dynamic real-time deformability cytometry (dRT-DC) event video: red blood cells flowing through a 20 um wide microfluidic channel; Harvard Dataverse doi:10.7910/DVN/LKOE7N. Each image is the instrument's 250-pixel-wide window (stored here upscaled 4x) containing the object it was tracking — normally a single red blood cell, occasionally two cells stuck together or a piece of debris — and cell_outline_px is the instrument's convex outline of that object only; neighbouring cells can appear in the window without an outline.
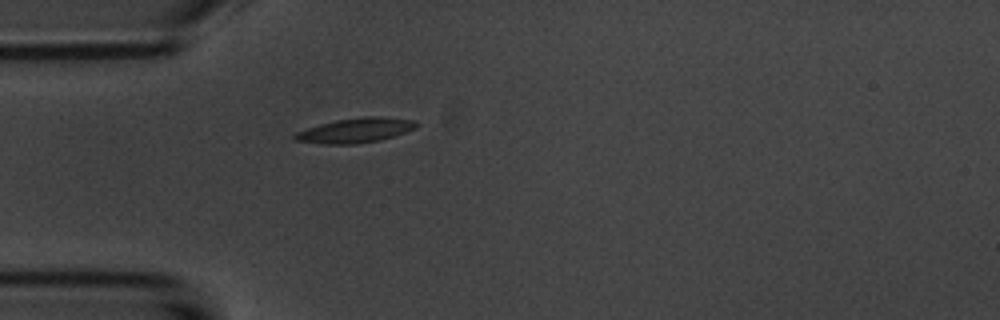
{"species": "common noctule bat (a hibernating species)", "species_latin": "Nyctalus noctula", "temperature_condition": "room temperature", "stored_images_in_passage": 40, "camera_frame_rate_fps": 3000, "um_per_image_px": 0.085, "animal": {"sex": "male", "body_mass_g": 20.1, "forearm_length_mm": 53.5}, "frame": {"image": 1, "passage_image": 1, "time_ms": 0.0, "image_size_px": [1000, 320], "cell_outline_px": [[420, 124], [416, 128], [380, 140], [356, 144], [324, 144], [296, 140], [292, 136], [296, 132], [320, 124], [336, 120], [364, 116], [380, 116], [416, 120]], "centroid_in_image_um": [30.25, 11.07], "position_along_channel_um": 54.7, "area_um2": 17.46}}
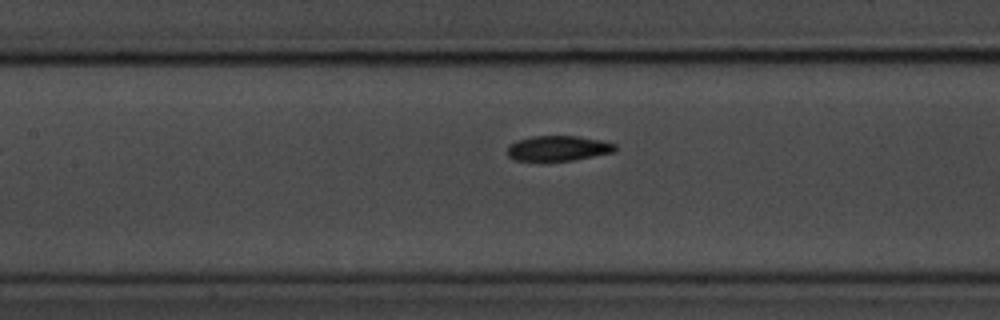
{"frame": {"image": 2, "passage_image": 10, "time_ms": 3.0, "image_size_px": [1000, 320], "cell_outline_px": [[616, 152], [572, 160], [516, 160], [508, 156], [508, 148], [516, 140], [532, 136], [576, 136], [604, 140], [616, 144]], "centroid_in_image_um": [47.5, 12.59], "position_along_channel_um": 159.9, "area_um2": 15.72}}
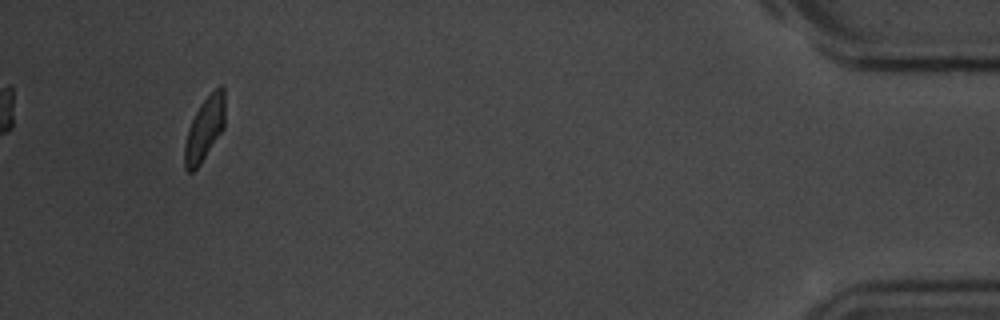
{"frame": {"image": 3, "passage_image": 37, "time_ms": 12.0, "image_size_px": [1000, 320], "cell_outline_px": [[224, 128], [200, 164], [192, 172], [188, 172], [184, 168], [184, 144], [188, 128], [200, 104], [220, 84], [224, 88]], "centroid_in_image_um": [17.38, 10.97], "position_along_channel_um": 417.8, "area_um2": 14.85}, "authors_computed_cell_mechanics": {"area_um2": 16.1262, "velocity_mm_per_s": 3.6726, "shape_relaxation_time_tau1_ms": null, "shape_relaxation_time_tau2_ms": 1.8202, "deformation_change_tau1": null, "deformation_change_tau2": 0.0652}}